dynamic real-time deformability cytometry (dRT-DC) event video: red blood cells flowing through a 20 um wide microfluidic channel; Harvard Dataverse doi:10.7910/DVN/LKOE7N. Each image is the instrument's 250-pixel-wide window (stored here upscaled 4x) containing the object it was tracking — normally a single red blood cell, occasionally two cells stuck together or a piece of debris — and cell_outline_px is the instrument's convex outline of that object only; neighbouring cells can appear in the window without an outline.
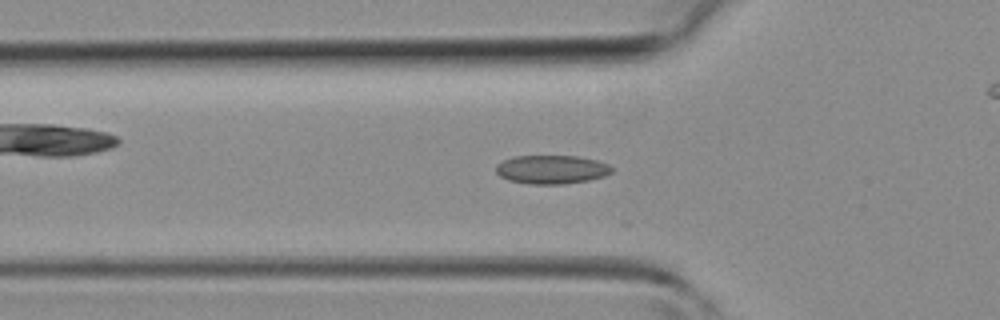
{"species": "common noctule bat (a hibernating species)", "species_latin": "Nyctalus noctula", "temperature_condition": "room temperature", "stored_images_in_passage": 42, "camera_frame_rate_fps": 3000, "um_per_image_px": 0.085, "animal": {"sex": "female", "body_mass_g": 19.3, "forearm_length_mm": 54.1}, "frame": {"image": 1, "passage_image": 14, "time_ms": 4.333, "image_size_px": [1000, 320], "cell_outline_px": [[612, 172], [604, 176], [588, 180], [564, 184], [528, 184], [508, 180], [500, 176], [496, 172], [496, 164], [504, 160], [516, 156], [576, 156], [596, 160], [608, 164], [612, 168]], "centroid_in_image_um": [46.87, 14.41], "position_along_channel_um": 78.9, "area_um2": 19.31}}
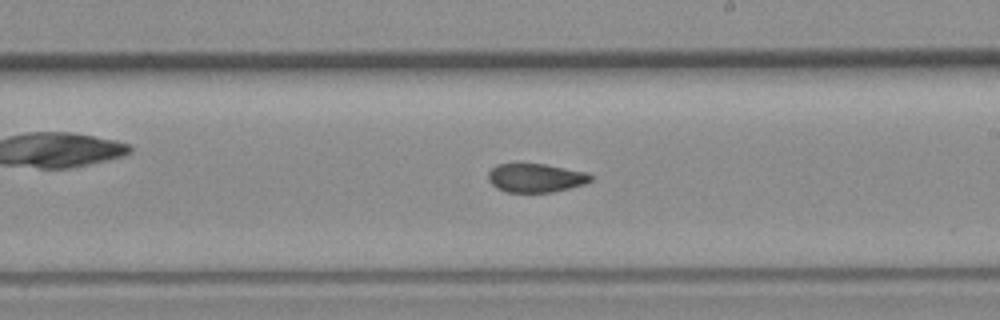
{"frame": {"image": 2, "passage_image": 24, "time_ms": 7.667, "image_size_px": [1000, 320], "cell_outline_px": [[596, 176], [592, 180], [584, 184], [552, 192], [508, 192], [496, 188], [488, 180], [488, 172], [496, 164], [544, 164], [588, 172]], "centroid_in_image_um": [45.56, 15.12], "position_along_channel_um": 243.4, "area_um2": 17.22}}
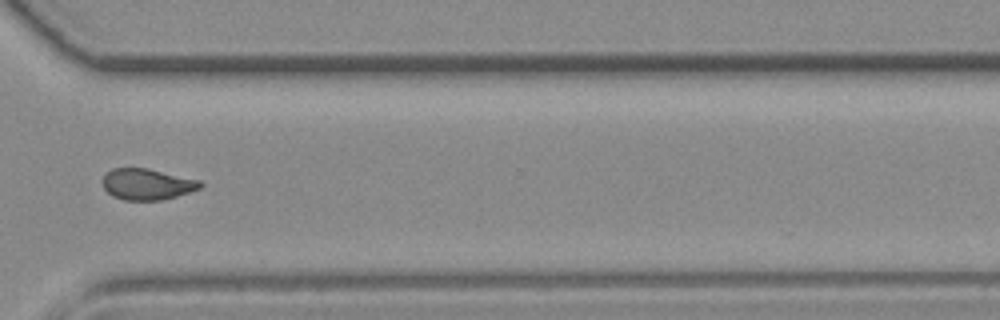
{"frame": {"image": 3, "passage_image": 31, "time_ms": 10.0, "image_size_px": [1000, 320], "cell_outline_px": [[204, 184], [200, 188], [164, 200], [124, 200], [112, 196], [104, 188], [104, 176], [112, 168], [148, 168], [200, 180]], "centroid_in_image_um": [12.52, 15.66], "position_along_channel_um": 358.1, "area_um2": 17.63}}